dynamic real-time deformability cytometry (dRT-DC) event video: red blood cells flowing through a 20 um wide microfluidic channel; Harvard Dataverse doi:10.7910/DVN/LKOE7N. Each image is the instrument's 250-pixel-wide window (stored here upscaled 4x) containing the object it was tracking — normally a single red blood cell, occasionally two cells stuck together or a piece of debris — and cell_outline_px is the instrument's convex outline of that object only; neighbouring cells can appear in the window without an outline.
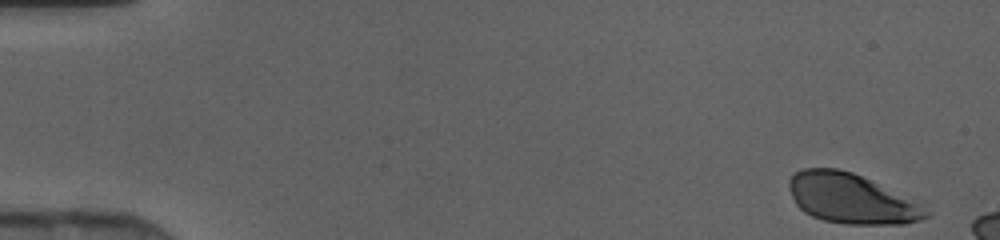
{"species": "human", "species_latin": "Homo sapiens", "temperature_condition": "cold", "stored_images_in_passage": 9, "camera_frame_rate_fps": 3000, "um_per_image_px": 0.085, "donor": {"sex": "female"}, "frame": {"image": 1, "passage_image": 1, "time_ms": 0.0, "image_size_px": [1000, 240], "cell_outline_px": [[932, 212], [928, 216], [920, 220], [904, 224], [844, 224], [824, 220], [812, 216], [804, 212], [796, 204], [792, 196], [788, 184], [788, 180], [796, 172], [804, 168], [836, 168], [852, 172]], "centroid_in_image_um": [72.27, 16.9], "position_along_channel_um": 12.7, "area_um2": 38.73}}